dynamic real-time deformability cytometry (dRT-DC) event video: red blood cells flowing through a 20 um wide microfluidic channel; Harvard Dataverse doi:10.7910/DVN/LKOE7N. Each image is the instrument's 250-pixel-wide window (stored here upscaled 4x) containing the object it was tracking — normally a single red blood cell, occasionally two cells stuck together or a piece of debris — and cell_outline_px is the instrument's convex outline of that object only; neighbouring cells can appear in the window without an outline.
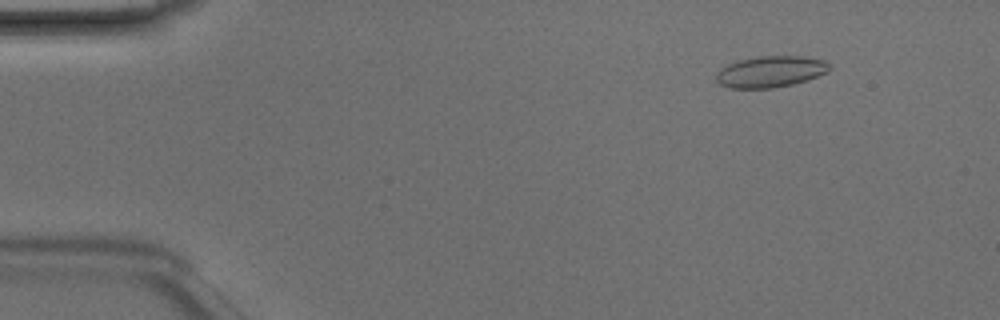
{"species": "Egyptian fruit bat (a non-hibernating species)", "species_latin": "Rousettus aegyptiacus", "temperature_condition": "room temperature", "stored_images_in_passage": 48, "camera_frame_rate_fps": 3000, "um_per_image_px": 0.085, "animal": {"sex": "male"}, "frame": {"image": 1, "passage_image": 6, "time_ms": 1.667, "image_size_px": [1000, 320], "cell_outline_px": [[832, 68], [828, 72], [792, 84], [772, 88], [732, 88], [720, 84], [716, 80], [716, 72], [720, 68], [728, 64], [740, 60], [756, 56], [800, 56], [824, 60]], "centroid_in_image_um": [65.47, 6.08], "position_along_channel_um": 19.5, "area_um2": 20.52}}
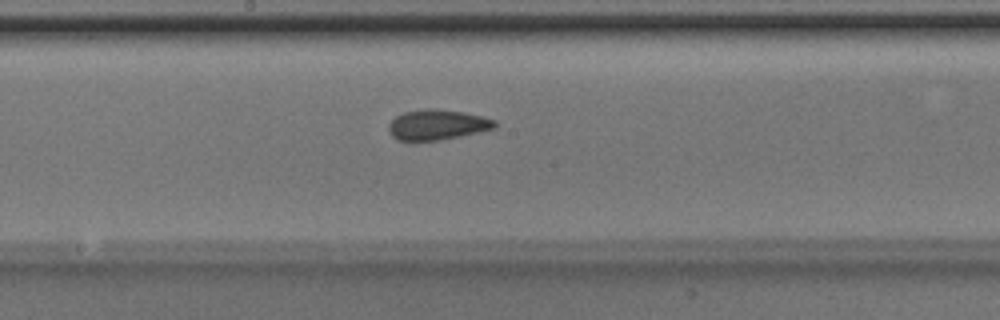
{"frame": {"image": 2, "passage_image": 26, "time_ms": 8.333, "image_size_px": [1000, 320], "cell_outline_px": [[496, 128], [480, 132], [440, 140], [416, 144], [396, 140], [392, 136], [388, 128], [388, 124], [396, 116], [404, 112], [432, 108], [464, 112], [484, 116], [496, 120]], "centroid_in_image_um": [37.14, 10.65], "position_along_channel_um": 211.1, "area_um2": 19.36}}
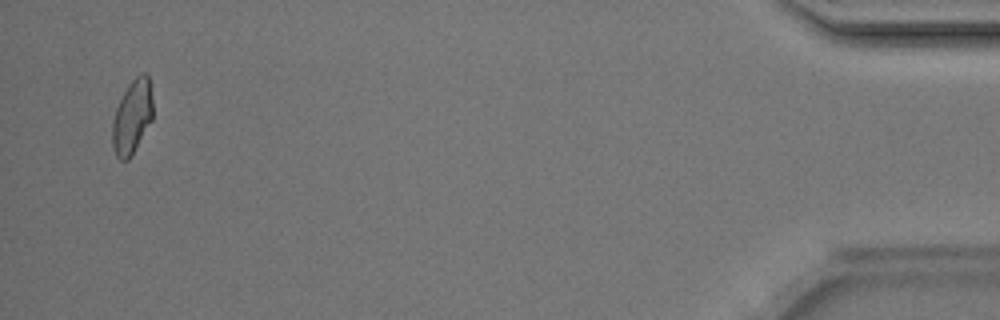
{"frame": {"image": 3, "passage_image": 47, "time_ms": 15.333, "image_size_px": [1000, 320], "cell_outline_px": [[152, 120], [128, 160], [120, 160], [116, 156], [112, 144], [112, 120], [116, 108], [124, 92], [132, 80], [140, 72], [144, 72], [148, 76], [152, 96]], "centroid_in_image_um": [11.23, 9.92], "position_along_channel_um": 424.0, "area_um2": 17.28}, "authors_computed_cell_mechanics": {"area_um2": 18.6405, "velocity_mm_per_s": 4.2272, "shape_relaxation_time_tau1_ms": 6.5869, "shape_relaxation_time_tau2_ms": 1.5481, "deformation_change_tau1": 0.1267, "deformation_change_tau2": 0.0581}}